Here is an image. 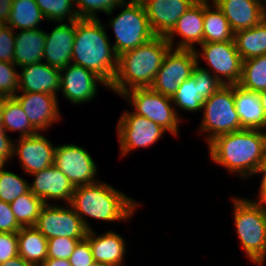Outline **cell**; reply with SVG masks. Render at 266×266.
Instances as JSON below:
<instances>
[{"mask_svg":"<svg viewBox=\"0 0 266 266\" xmlns=\"http://www.w3.org/2000/svg\"><path fill=\"white\" fill-rule=\"evenodd\" d=\"M212 161L246 179L265 164L266 133L242 129L216 136L208 143Z\"/></svg>","mask_w":266,"mask_h":266,"instance_id":"6da1fadb","label":"cell"},{"mask_svg":"<svg viewBox=\"0 0 266 266\" xmlns=\"http://www.w3.org/2000/svg\"><path fill=\"white\" fill-rule=\"evenodd\" d=\"M100 19L76 20L72 62L82 66L111 85L118 65V56L109 42Z\"/></svg>","mask_w":266,"mask_h":266,"instance_id":"7a4b0ae2","label":"cell"},{"mask_svg":"<svg viewBox=\"0 0 266 266\" xmlns=\"http://www.w3.org/2000/svg\"><path fill=\"white\" fill-rule=\"evenodd\" d=\"M171 48L165 36H155L119 55L117 71L109 89L121 96L133 88L150 87Z\"/></svg>","mask_w":266,"mask_h":266,"instance_id":"3957f363","label":"cell"},{"mask_svg":"<svg viewBox=\"0 0 266 266\" xmlns=\"http://www.w3.org/2000/svg\"><path fill=\"white\" fill-rule=\"evenodd\" d=\"M70 205L90 231L93 228L88 224L86 216L112 223L119 220L127 221L133 216L139 203L111 185L99 181L75 187Z\"/></svg>","mask_w":266,"mask_h":266,"instance_id":"277c9868","label":"cell"},{"mask_svg":"<svg viewBox=\"0 0 266 266\" xmlns=\"http://www.w3.org/2000/svg\"><path fill=\"white\" fill-rule=\"evenodd\" d=\"M236 233L246 256L258 266L266 259V206L248 198H232Z\"/></svg>","mask_w":266,"mask_h":266,"instance_id":"5b68a950","label":"cell"},{"mask_svg":"<svg viewBox=\"0 0 266 266\" xmlns=\"http://www.w3.org/2000/svg\"><path fill=\"white\" fill-rule=\"evenodd\" d=\"M124 8L109 21L115 34L113 48L117 56L135 49L156 35L153 33L143 3L140 0L124 1Z\"/></svg>","mask_w":266,"mask_h":266,"instance_id":"8992f818","label":"cell"},{"mask_svg":"<svg viewBox=\"0 0 266 266\" xmlns=\"http://www.w3.org/2000/svg\"><path fill=\"white\" fill-rule=\"evenodd\" d=\"M203 118L200 133H209L206 141L209 143L216 136L240 131V117L235 108L234 85H223L214 92L202 106Z\"/></svg>","mask_w":266,"mask_h":266,"instance_id":"52a82bcc","label":"cell"},{"mask_svg":"<svg viewBox=\"0 0 266 266\" xmlns=\"http://www.w3.org/2000/svg\"><path fill=\"white\" fill-rule=\"evenodd\" d=\"M121 97H124L132 105L133 113L144 116L162 126L173 136H178V125L182 119L170 97L155 92L150 87L130 89Z\"/></svg>","mask_w":266,"mask_h":266,"instance_id":"ba28073f","label":"cell"},{"mask_svg":"<svg viewBox=\"0 0 266 266\" xmlns=\"http://www.w3.org/2000/svg\"><path fill=\"white\" fill-rule=\"evenodd\" d=\"M200 46L201 53L195 49L197 61L203 59L208 64V68H201L210 71L223 85H236L240 82L243 60L234 41L207 42Z\"/></svg>","mask_w":266,"mask_h":266,"instance_id":"9c48e42d","label":"cell"},{"mask_svg":"<svg viewBox=\"0 0 266 266\" xmlns=\"http://www.w3.org/2000/svg\"><path fill=\"white\" fill-rule=\"evenodd\" d=\"M197 63L199 62L194 49L171 48L165 55L150 88L172 98L179 85L192 75V70Z\"/></svg>","mask_w":266,"mask_h":266,"instance_id":"30bf717a","label":"cell"},{"mask_svg":"<svg viewBox=\"0 0 266 266\" xmlns=\"http://www.w3.org/2000/svg\"><path fill=\"white\" fill-rule=\"evenodd\" d=\"M117 131L122 156L134 151L133 149L153 145L168 132L157 123L130 111L120 115Z\"/></svg>","mask_w":266,"mask_h":266,"instance_id":"8fae6325","label":"cell"},{"mask_svg":"<svg viewBox=\"0 0 266 266\" xmlns=\"http://www.w3.org/2000/svg\"><path fill=\"white\" fill-rule=\"evenodd\" d=\"M34 227L47 240L54 237L86 238L88 232L70 204H45Z\"/></svg>","mask_w":266,"mask_h":266,"instance_id":"7c38bea8","label":"cell"},{"mask_svg":"<svg viewBox=\"0 0 266 266\" xmlns=\"http://www.w3.org/2000/svg\"><path fill=\"white\" fill-rule=\"evenodd\" d=\"M73 187L99 182L96 179L97 165L84 147L64 144L55 147L54 164Z\"/></svg>","mask_w":266,"mask_h":266,"instance_id":"4fadbf2b","label":"cell"},{"mask_svg":"<svg viewBox=\"0 0 266 266\" xmlns=\"http://www.w3.org/2000/svg\"><path fill=\"white\" fill-rule=\"evenodd\" d=\"M60 73V90L64 98L73 104L86 103L94 99L99 84L109 89L106 82L93 71L73 63L61 69Z\"/></svg>","mask_w":266,"mask_h":266,"instance_id":"5bb4252c","label":"cell"},{"mask_svg":"<svg viewBox=\"0 0 266 266\" xmlns=\"http://www.w3.org/2000/svg\"><path fill=\"white\" fill-rule=\"evenodd\" d=\"M17 142L14 143L13 154L18 155L23 172L28 175L54 164L56 146L40 132L33 136L20 137Z\"/></svg>","mask_w":266,"mask_h":266,"instance_id":"9a60e30c","label":"cell"},{"mask_svg":"<svg viewBox=\"0 0 266 266\" xmlns=\"http://www.w3.org/2000/svg\"><path fill=\"white\" fill-rule=\"evenodd\" d=\"M14 96L22 106L30 124L38 131H45L60 121L57 96L48 93L22 92Z\"/></svg>","mask_w":266,"mask_h":266,"instance_id":"2e32d148","label":"cell"},{"mask_svg":"<svg viewBox=\"0 0 266 266\" xmlns=\"http://www.w3.org/2000/svg\"><path fill=\"white\" fill-rule=\"evenodd\" d=\"M53 30L46 32L43 60L57 69L66 68L72 63V48L75 40L76 20L59 22Z\"/></svg>","mask_w":266,"mask_h":266,"instance_id":"e0dca14e","label":"cell"},{"mask_svg":"<svg viewBox=\"0 0 266 266\" xmlns=\"http://www.w3.org/2000/svg\"><path fill=\"white\" fill-rule=\"evenodd\" d=\"M156 36H166L197 0H140Z\"/></svg>","mask_w":266,"mask_h":266,"instance_id":"ac0fdd59","label":"cell"},{"mask_svg":"<svg viewBox=\"0 0 266 266\" xmlns=\"http://www.w3.org/2000/svg\"><path fill=\"white\" fill-rule=\"evenodd\" d=\"M204 1H196L176 22L172 30L165 36L174 48V37L180 35L176 49H197L195 43H203Z\"/></svg>","mask_w":266,"mask_h":266,"instance_id":"d6986e66","label":"cell"},{"mask_svg":"<svg viewBox=\"0 0 266 266\" xmlns=\"http://www.w3.org/2000/svg\"><path fill=\"white\" fill-rule=\"evenodd\" d=\"M30 175L34 181L29 183V190L45 204H49L48 199H62L70 204L74 187L55 165Z\"/></svg>","mask_w":266,"mask_h":266,"instance_id":"ffe728a7","label":"cell"},{"mask_svg":"<svg viewBox=\"0 0 266 266\" xmlns=\"http://www.w3.org/2000/svg\"><path fill=\"white\" fill-rule=\"evenodd\" d=\"M19 92L48 93L57 96L60 91V69L44 61L20 67Z\"/></svg>","mask_w":266,"mask_h":266,"instance_id":"44dd1931","label":"cell"},{"mask_svg":"<svg viewBox=\"0 0 266 266\" xmlns=\"http://www.w3.org/2000/svg\"><path fill=\"white\" fill-rule=\"evenodd\" d=\"M213 2L223 12L234 32L252 28L266 17L265 8L260 0H214Z\"/></svg>","mask_w":266,"mask_h":266,"instance_id":"7402d4cb","label":"cell"},{"mask_svg":"<svg viewBox=\"0 0 266 266\" xmlns=\"http://www.w3.org/2000/svg\"><path fill=\"white\" fill-rule=\"evenodd\" d=\"M86 239L89 241L95 263L123 266L126 243L118 233L107 231L97 235L93 229L87 232Z\"/></svg>","mask_w":266,"mask_h":266,"instance_id":"603a6c76","label":"cell"},{"mask_svg":"<svg viewBox=\"0 0 266 266\" xmlns=\"http://www.w3.org/2000/svg\"><path fill=\"white\" fill-rule=\"evenodd\" d=\"M235 108L243 129H266V117L258 92L234 85Z\"/></svg>","mask_w":266,"mask_h":266,"instance_id":"cb8c5ba5","label":"cell"},{"mask_svg":"<svg viewBox=\"0 0 266 266\" xmlns=\"http://www.w3.org/2000/svg\"><path fill=\"white\" fill-rule=\"evenodd\" d=\"M46 32L40 28L15 34L14 64L18 67L43 61Z\"/></svg>","mask_w":266,"mask_h":266,"instance_id":"d4e9b609","label":"cell"},{"mask_svg":"<svg viewBox=\"0 0 266 266\" xmlns=\"http://www.w3.org/2000/svg\"><path fill=\"white\" fill-rule=\"evenodd\" d=\"M234 43L242 60L266 54V17L256 26L234 32Z\"/></svg>","mask_w":266,"mask_h":266,"instance_id":"484cf974","label":"cell"},{"mask_svg":"<svg viewBox=\"0 0 266 266\" xmlns=\"http://www.w3.org/2000/svg\"><path fill=\"white\" fill-rule=\"evenodd\" d=\"M18 255L40 266L47 259L48 240L34 227H21L17 233Z\"/></svg>","mask_w":266,"mask_h":266,"instance_id":"4316f807","label":"cell"},{"mask_svg":"<svg viewBox=\"0 0 266 266\" xmlns=\"http://www.w3.org/2000/svg\"><path fill=\"white\" fill-rule=\"evenodd\" d=\"M212 4L204 1L203 43L234 41V31L228 20L214 2Z\"/></svg>","mask_w":266,"mask_h":266,"instance_id":"83f0119b","label":"cell"},{"mask_svg":"<svg viewBox=\"0 0 266 266\" xmlns=\"http://www.w3.org/2000/svg\"><path fill=\"white\" fill-rule=\"evenodd\" d=\"M45 16L35 0H12L10 18L6 25L14 30L37 29Z\"/></svg>","mask_w":266,"mask_h":266,"instance_id":"f1b7e54d","label":"cell"},{"mask_svg":"<svg viewBox=\"0 0 266 266\" xmlns=\"http://www.w3.org/2000/svg\"><path fill=\"white\" fill-rule=\"evenodd\" d=\"M6 132L18 131L20 137H29L39 133L31 124L22 109L21 104L15 97L4 100L1 125Z\"/></svg>","mask_w":266,"mask_h":266,"instance_id":"f546056e","label":"cell"},{"mask_svg":"<svg viewBox=\"0 0 266 266\" xmlns=\"http://www.w3.org/2000/svg\"><path fill=\"white\" fill-rule=\"evenodd\" d=\"M44 201L30 190L10 203L15 219L21 227L35 226Z\"/></svg>","mask_w":266,"mask_h":266,"instance_id":"4dcf8cb0","label":"cell"},{"mask_svg":"<svg viewBox=\"0 0 266 266\" xmlns=\"http://www.w3.org/2000/svg\"><path fill=\"white\" fill-rule=\"evenodd\" d=\"M238 85L254 92L266 89V54L243 60L242 75Z\"/></svg>","mask_w":266,"mask_h":266,"instance_id":"1f68e13d","label":"cell"},{"mask_svg":"<svg viewBox=\"0 0 266 266\" xmlns=\"http://www.w3.org/2000/svg\"><path fill=\"white\" fill-rule=\"evenodd\" d=\"M171 100L175 104L174 106L179 107L180 110L195 113L198 110L200 111L205 103V99L199 94L198 84L195 83L192 75L179 85Z\"/></svg>","mask_w":266,"mask_h":266,"instance_id":"d6a6232c","label":"cell"},{"mask_svg":"<svg viewBox=\"0 0 266 266\" xmlns=\"http://www.w3.org/2000/svg\"><path fill=\"white\" fill-rule=\"evenodd\" d=\"M48 21L64 22L78 20L74 0H35Z\"/></svg>","mask_w":266,"mask_h":266,"instance_id":"836d02e7","label":"cell"},{"mask_svg":"<svg viewBox=\"0 0 266 266\" xmlns=\"http://www.w3.org/2000/svg\"><path fill=\"white\" fill-rule=\"evenodd\" d=\"M28 191L29 183L26 179L11 171L0 173V200L10 204Z\"/></svg>","mask_w":266,"mask_h":266,"instance_id":"e575fe53","label":"cell"},{"mask_svg":"<svg viewBox=\"0 0 266 266\" xmlns=\"http://www.w3.org/2000/svg\"><path fill=\"white\" fill-rule=\"evenodd\" d=\"M125 0H74L77 15L79 19H98L96 12L103 11L107 15H111L116 7Z\"/></svg>","mask_w":266,"mask_h":266,"instance_id":"d590c367","label":"cell"},{"mask_svg":"<svg viewBox=\"0 0 266 266\" xmlns=\"http://www.w3.org/2000/svg\"><path fill=\"white\" fill-rule=\"evenodd\" d=\"M14 63L0 61V96L14 97L19 89V73Z\"/></svg>","mask_w":266,"mask_h":266,"instance_id":"8d00e7d4","label":"cell"},{"mask_svg":"<svg viewBox=\"0 0 266 266\" xmlns=\"http://www.w3.org/2000/svg\"><path fill=\"white\" fill-rule=\"evenodd\" d=\"M192 76L195 79V83L198 84L199 94L205 100L223 86V83L216 76L210 71L201 68L198 63L192 70Z\"/></svg>","mask_w":266,"mask_h":266,"instance_id":"74e56055","label":"cell"},{"mask_svg":"<svg viewBox=\"0 0 266 266\" xmlns=\"http://www.w3.org/2000/svg\"><path fill=\"white\" fill-rule=\"evenodd\" d=\"M85 238L54 237L48 239L47 258L67 259L77 243Z\"/></svg>","mask_w":266,"mask_h":266,"instance_id":"f35d334b","label":"cell"},{"mask_svg":"<svg viewBox=\"0 0 266 266\" xmlns=\"http://www.w3.org/2000/svg\"><path fill=\"white\" fill-rule=\"evenodd\" d=\"M15 33L6 24H0V61L14 63Z\"/></svg>","mask_w":266,"mask_h":266,"instance_id":"ab89813d","label":"cell"},{"mask_svg":"<svg viewBox=\"0 0 266 266\" xmlns=\"http://www.w3.org/2000/svg\"><path fill=\"white\" fill-rule=\"evenodd\" d=\"M69 262L71 266H93L95 264L89 241L86 238L77 243Z\"/></svg>","mask_w":266,"mask_h":266,"instance_id":"60d3db41","label":"cell"},{"mask_svg":"<svg viewBox=\"0 0 266 266\" xmlns=\"http://www.w3.org/2000/svg\"><path fill=\"white\" fill-rule=\"evenodd\" d=\"M18 256L17 233L0 232V264Z\"/></svg>","mask_w":266,"mask_h":266,"instance_id":"b9f144b4","label":"cell"},{"mask_svg":"<svg viewBox=\"0 0 266 266\" xmlns=\"http://www.w3.org/2000/svg\"><path fill=\"white\" fill-rule=\"evenodd\" d=\"M20 229L10 204L0 200V232L18 233Z\"/></svg>","mask_w":266,"mask_h":266,"instance_id":"7bdbcfd3","label":"cell"},{"mask_svg":"<svg viewBox=\"0 0 266 266\" xmlns=\"http://www.w3.org/2000/svg\"><path fill=\"white\" fill-rule=\"evenodd\" d=\"M14 142L7 132L0 126V156H14Z\"/></svg>","mask_w":266,"mask_h":266,"instance_id":"ee69618b","label":"cell"},{"mask_svg":"<svg viewBox=\"0 0 266 266\" xmlns=\"http://www.w3.org/2000/svg\"><path fill=\"white\" fill-rule=\"evenodd\" d=\"M262 174V179L259 187V194H258V199L259 201L253 200L252 202L260 204L262 206H266V165L263 164L256 172L255 174Z\"/></svg>","mask_w":266,"mask_h":266,"instance_id":"f6af8a7d","label":"cell"},{"mask_svg":"<svg viewBox=\"0 0 266 266\" xmlns=\"http://www.w3.org/2000/svg\"><path fill=\"white\" fill-rule=\"evenodd\" d=\"M11 8L12 0H0V24H7Z\"/></svg>","mask_w":266,"mask_h":266,"instance_id":"bcb514c9","label":"cell"},{"mask_svg":"<svg viewBox=\"0 0 266 266\" xmlns=\"http://www.w3.org/2000/svg\"><path fill=\"white\" fill-rule=\"evenodd\" d=\"M0 266H35V265L30 262H27L24 258L18 255L0 264Z\"/></svg>","mask_w":266,"mask_h":266,"instance_id":"7dc6e473","label":"cell"},{"mask_svg":"<svg viewBox=\"0 0 266 266\" xmlns=\"http://www.w3.org/2000/svg\"><path fill=\"white\" fill-rule=\"evenodd\" d=\"M40 266H71L67 259L47 258Z\"/></svg>","mask_w":266,"mask_h":266,"instance_id":"c3c4849f","label":"cell"},{"mask_svg":"<svg viewBox=\"0 0 266 266\" xmlns=\"http://www.w3.org/2000/svg\"><path fill=\"white\" fill-rule=\"evenodd\" d=\"M262 108L264 109L265 112V117H266V89L258 92Z\"/></svg>","mask_w":266,"mask_h":266,"instance_id":"681fc988","label":"cell"},{"mask_svg":"<svg viewBox=\"0 0 266 266\" xmlns=\"http://www.w3.org/2000/svg\"><path fill=\"white\" fill-rule=\"evenodd\" d=\"M12 159L10 156H0V173L6 171L4 167L7 165V161Z\"/></svg>","mask_w":266,"mask_h":266,"instance_id":"f907efd6","label":"cell"},{"mask_svg":"<svg viewBox=\"0 0 266 266\" xmlns=\"http://www.w3.org/2000/svg\"><path fill=\"white\" fill-rule=\"evenodd\" d=\"M5 99H6L5 97L0 96V125H1L2 111H3V105H4Z\"/></svg>","mask_w":266,"mask_h":266,"instance_id":"816d5d0a","label":"cell"},{"mask_svg":"<svg viewBox=\"0 0 266 266\" xmlns=\"http://www.w3.org/2000/svg\"><path fill=\"white\" fill-rule=\"evenodd\" d=\"M93 266H119V265L106 264V263H95Z\"/></svg>","mask_w":266,"mask_h":266,"instance_id":"f5cc1de1","label":"cell"},{"mask_svg":"<svg viewBox=\"0 0 266 266\" xmlns=\"http://www.w3.org/2000/svg\"><path fill=\"white\" fill-rule=\"evenodd\" d=\"M263 7L265 8V12H266V0L262 1Z\"/></svg>","mask_w":266,"mask_h":266,"instance_id":"db71d44e","label":"cell"},{"mask_svg":"<svg viewBox=\"0 0 266 266\" xmlns=\"http://www.w3.org/2000/svg\"><path fill=\"white\" fill-rule=\"evenodd\" d=\"M197 1H208L209 2V0H197ZM214 0H212V2H213Z\"/></svg>","mask_w":266,"mask_h":266,"instance_id":"11a10c76","label":"cell"}]
</instances>
